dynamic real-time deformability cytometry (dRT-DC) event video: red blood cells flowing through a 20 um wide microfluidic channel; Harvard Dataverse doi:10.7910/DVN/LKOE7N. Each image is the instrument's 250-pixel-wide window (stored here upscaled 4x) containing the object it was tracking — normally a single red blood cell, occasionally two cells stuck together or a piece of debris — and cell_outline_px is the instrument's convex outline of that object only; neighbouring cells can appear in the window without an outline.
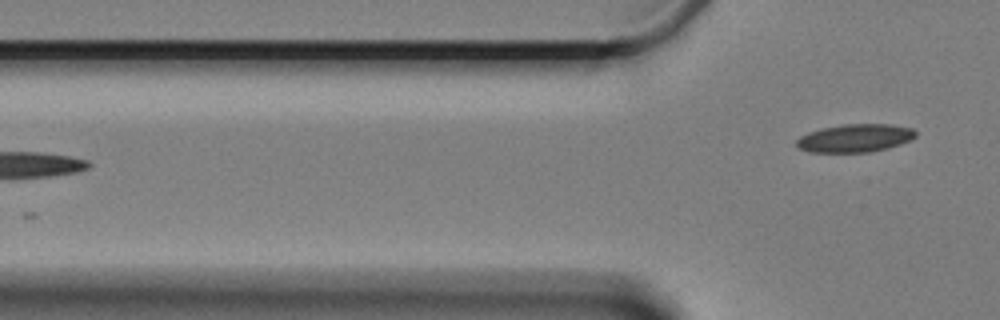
{"species": "Egyptian fruit bat (a non-hibernating species)", "species_latin": "Rousettus aegyptiacus", "temperature_condition": "cold", "stored_images_in_passage": 5, "camera_frame_rate_fps": 3000, "um_per_image_px": 0.085, "animal": {"sex": "female"}, "frame": {"image": 1, "passage_image": 5, "time_ms": 6.0, "image_size_px": [1000, 320], "cell_outline_px": [[916, 136], [900, 144], [888, 148], [872, 152], [812, 152], [796, 148], [796, 140], [800, 136], [808, 132], [820, 128], [844, 124], [892, 124], [912, 128], [916, 132]], "centroid_in_image_um": [72.65, 11.74], "position_along_channel_um": 53.2, "area_um2": 19.59}}